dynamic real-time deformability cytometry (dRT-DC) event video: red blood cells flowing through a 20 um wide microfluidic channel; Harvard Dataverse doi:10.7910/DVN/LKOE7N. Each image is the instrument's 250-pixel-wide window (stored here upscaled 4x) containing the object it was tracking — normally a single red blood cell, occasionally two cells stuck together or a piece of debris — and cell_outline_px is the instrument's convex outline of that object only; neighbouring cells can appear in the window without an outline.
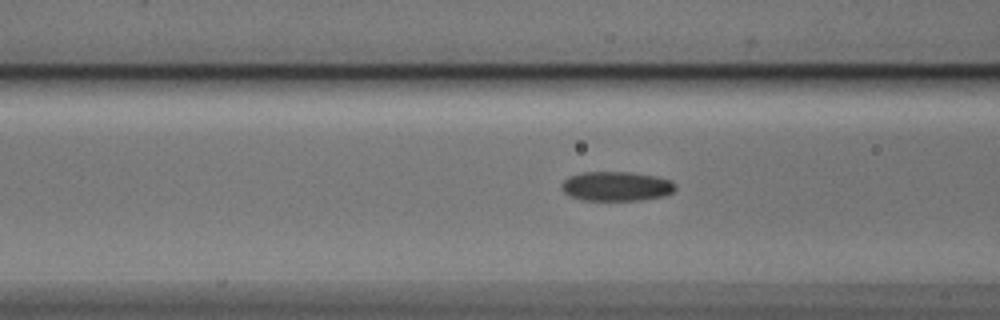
{"species": "Egyptian fruit bat (a non-hibernating species)", "species_latin": "Rousettus aegyptiacus", "temperature_condition": "cold", "stored_images_in_passage": 42, "camera_frame_rate_fps": 3000, "um_per_image_px": 0.085, "animal": {"sex": "male"}, "frame": {"image": 1, "passage_image": 21, "time_ms": 6.667, "image_size_px": [1000, 320], "cell_outline_px": [[676, 188], [672, 192], [664, 196], [640, 200], [584, 200], [568, 196], [560, 188], [560, 184], [568, 176], [584, 172], [632, 172], [656, 176], [672, 180], [676, 184]], "centroid_in_image_um": [52.38, 15.83], "position_along_channel_um": 114.2, "area_um2": 19.77}}
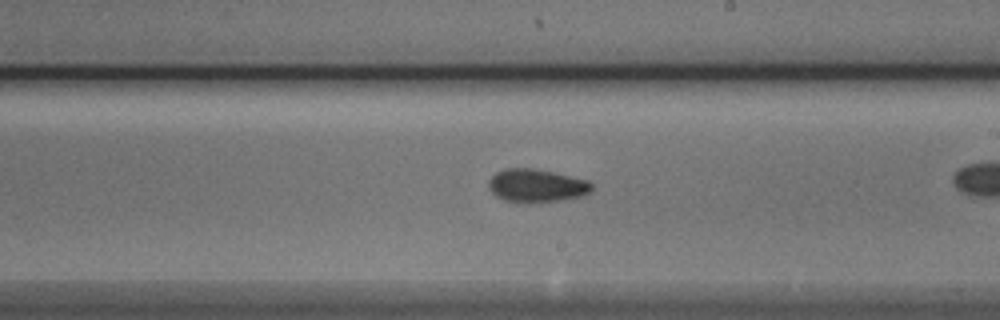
{"frame": {"image": 2, "passage_image": 31, "time_ms": 10.0, "image_size_px": [1000, 320], "cell_outline_px": [[592, 188], [584, 196], [560, 200], [504, 200], [496, 196], [488, 188], [488, 180], [496, 172], [504, 168], [532, 168], [552, 172], [588, 180], [592, 184]], "centroid_in_image_um": [45.59, 15.74], "position_along_channel_um": 243.4, "area_um2": 19.31}}
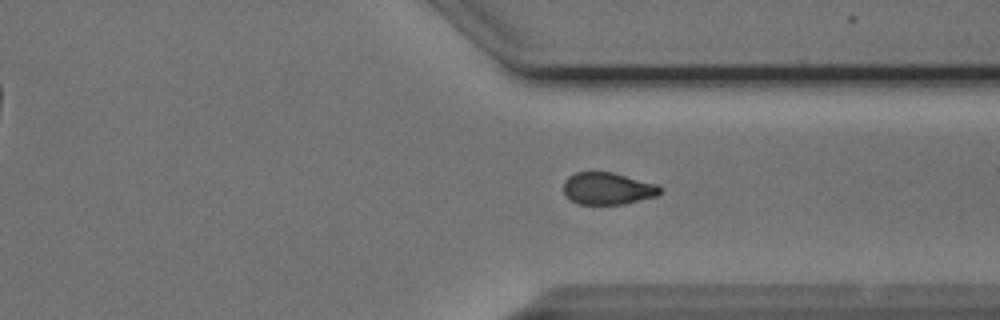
{"frame": {"image": 3, "passage_image": 40, "time_ms": 13.0, "image_size_px": [1000, 320], "cell_outline_px": [[664, 188], [656, 196], [624, 204], [576, 204], [564, 192], [564, 180], [568, 176], [576, 172], [612, 172], [660, 184]], "centroid_in_image_um": [51.7, 16.01], "position_along_channel_um": 359.7, "area_um2": 18.21}}